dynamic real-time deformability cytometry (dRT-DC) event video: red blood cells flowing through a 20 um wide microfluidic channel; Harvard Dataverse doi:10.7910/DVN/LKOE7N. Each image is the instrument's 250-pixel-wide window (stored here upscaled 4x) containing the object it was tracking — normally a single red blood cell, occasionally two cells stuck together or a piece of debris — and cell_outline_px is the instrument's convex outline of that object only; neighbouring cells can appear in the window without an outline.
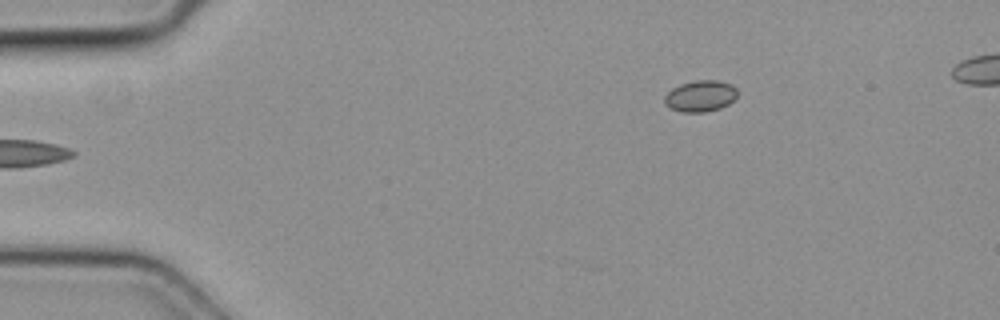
{"species": "common noctule bat (a hibernating species)", "species_latin": "Nyctalus noctula", "temperature_condition": "cold", "stored_images_in_passage": 4, "camera_frame_rate_fps": 3000, "um_per_image_px": 0.085, "animal": {"sex": "female", "body_mass_g": 19.3, "forearm_length_mm": 54.1}, "frame": {"image": 1, "passage_image": 4, "time_ms": 1.0, "image_size_px": [1000, 320], "cell_outline_px": [[736, 96], [728, 104], [720, 108], [704, 112], [680, 112], [664, 104], [664, 96], [672, 88], [680, 84], [696, 80], [716, 80], [732, 84], [736, 88]], "centroid_in_image_um": [59.51, 8.16], "position_along_channel_um": 25.5, "area_um2": 13.24}}